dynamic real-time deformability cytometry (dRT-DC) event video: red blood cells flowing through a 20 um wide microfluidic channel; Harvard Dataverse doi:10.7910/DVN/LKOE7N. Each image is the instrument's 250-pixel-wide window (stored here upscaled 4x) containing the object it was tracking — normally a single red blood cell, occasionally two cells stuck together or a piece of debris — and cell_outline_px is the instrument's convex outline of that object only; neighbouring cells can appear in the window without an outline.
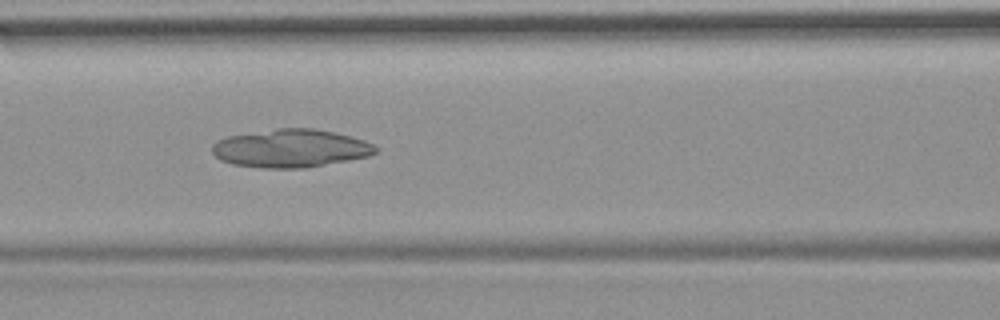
{"species": "common noctule bat (a hibernating species)", "species_latin": "Nyctalus noctula", "temperature_condition": "room temperature", "stored_images_in_passage": 55, "camera_frame_rate_fps": 3000, "um_per_image_px": 0.085, "animal": {"sex": "female", "body_mass_g": 19.9}, "frame": {"image": 1, "passage_image": 24, "time_ms": 7.667, "image_size_px": [1000, 320], "cell_outline_px": [[380, 148], [376, 152], [368, 156], [348, 160], [304, 168], [264, 168], [232, 164], [220, 160], [212, 152], [212, 144], [216, 140], [228, 136], [276, 128], [312, 128], [336, 132], [364, 140]], "centroid_in_image_um": [24.69, 12.6], "position_along_channel_um": 141.9, "area_um2": 36.36}}